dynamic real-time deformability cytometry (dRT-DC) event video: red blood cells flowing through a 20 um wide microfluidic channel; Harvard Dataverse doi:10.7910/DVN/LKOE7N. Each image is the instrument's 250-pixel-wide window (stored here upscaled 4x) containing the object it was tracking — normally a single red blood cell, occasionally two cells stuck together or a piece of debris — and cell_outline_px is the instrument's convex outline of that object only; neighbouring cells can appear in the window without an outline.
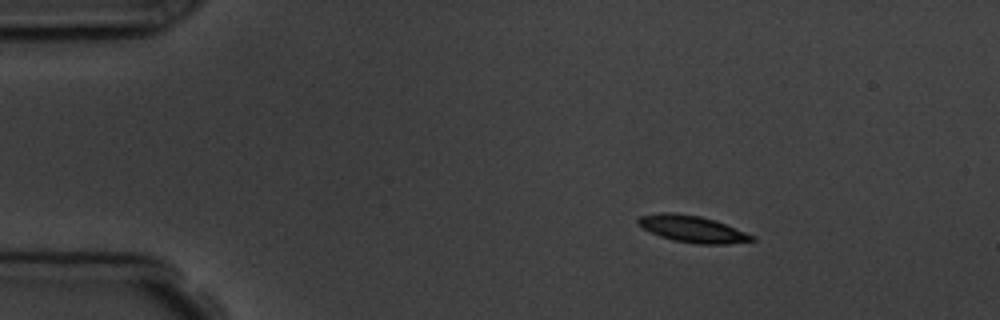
{"species": "common noctule bat (a hibernating species)", "species_latin": "Nyctalus noctula", "temperature_condition": "room temperature", "stored_images_in_passage": 5, "camera_frame_rate_fps": 3000, "um_per_image_px": 0.085, "animal": {"sex": "male", "body_mass_g": 19.5, "forearm_length_mm": 54.6}, "frame": {"image": 1, "passage_image": 1, "time_ms": 0.0, "image_size_px": [1000, 320], "cell_outline_px": [[756, 240], [728, 244], [696, 244], [672, 240], [660, 236], [636, 224], [636, 220], [640, 216], [660, 212], [676, 212], [700, 216], [716, 220], [756, 236]], "centroid_in_image_um": [58.87, 19.46], "position_along_channel_um": 26.1, "area_um2": 17.92}}
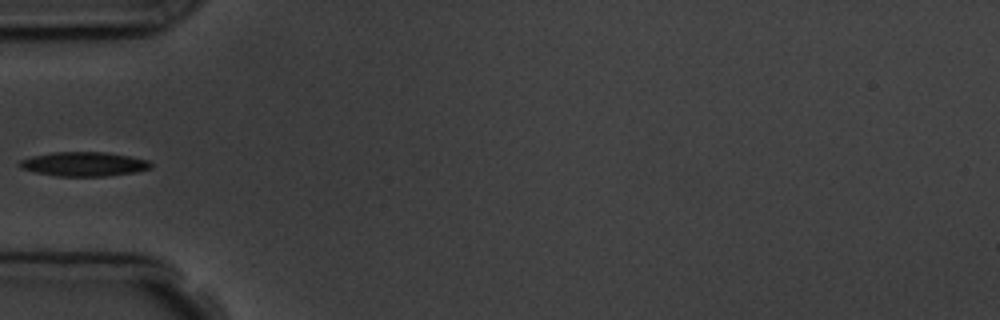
{"frame": {"image": 2, "passage_image": 4, "time_ms": 3.333, "image_size_px": [1000, 320], "cell_outline_px": [[152, 168], [136, 172], [104, 176], [56, 176], [36, 172], [20, 168], [16, 164], [20, 160], [32, 156], [52, 152], [108, 152], [148, 160], [152, 164]], "centroid_in_image_um": [7.11, 13.94], "position_along_channel_um": 77.9, "area_um2": 18.61}}